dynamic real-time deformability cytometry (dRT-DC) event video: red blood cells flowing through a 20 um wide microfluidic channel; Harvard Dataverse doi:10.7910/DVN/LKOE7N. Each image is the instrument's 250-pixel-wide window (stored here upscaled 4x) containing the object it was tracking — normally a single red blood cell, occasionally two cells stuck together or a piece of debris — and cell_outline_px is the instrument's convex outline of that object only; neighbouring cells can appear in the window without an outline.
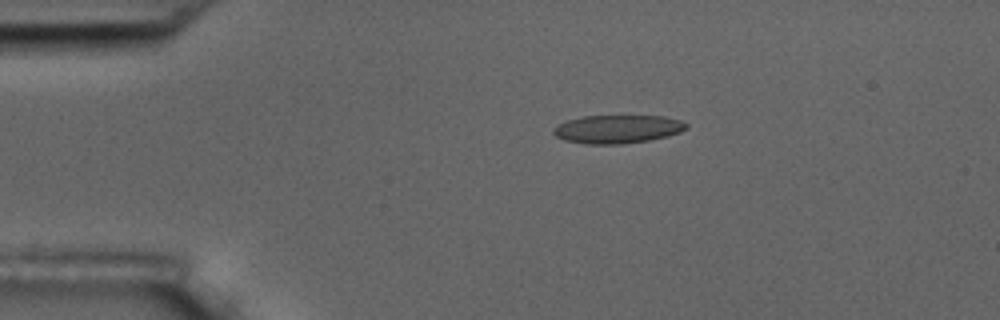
{"species": "common noctule bat (a hibernating species)", "species_latin": "Nyctalus noctula", "temperature_condition": "room temperature", "stored_images_in_passage": 9, "camera_frame_rate_fps": 3000, "um_per_image_px": 0.085, "animal": {"sex": "male", "body_mass_g": 17.5, "forearm_length_mm": 52.3}, "frame": {"image": 1, "passage_image": 3, "time_ms": 2.0, "image_size_px": [1000, 320], "cell_outline_px": [[688, 128], [680, 132], [668, 136], [648, 140], [624, 144], [584, 144], [564, 140], [556, 136], [552, 132], [552, 128], [556, 124], [568, 120], [584, 116], [664, 116], [680, 120], [688, 124]], "centroid_in_image_um": [52.47, 10.98], "position_along_channel_um": 32.5, "area_um2": 22.08}}
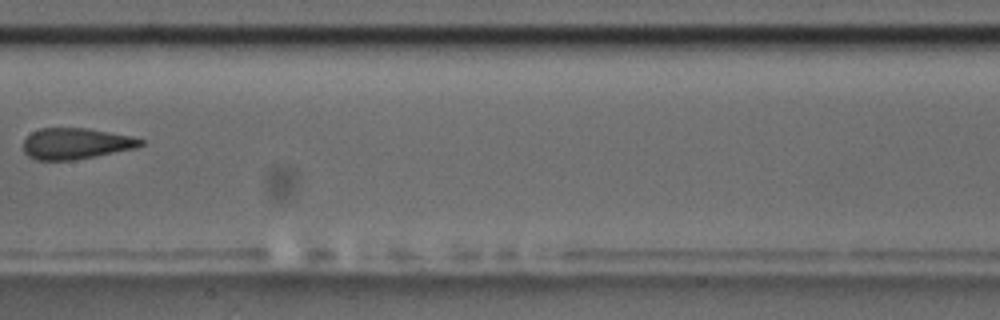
{"frame": {"image": 2, "passage_image": 8, "time_ms": 8.0, "image_size_px": [1000, 320], "cell_outline_px": [[144, 144], [136, 148], [96, 156], [72, 160], [36, 160], [28, 156], [24, 152], [24, 140], [32, 132], [40, 128], [88, 128], [132, 136], [144, 140]], "centroid_in_image_um": [6.46, 12.2], "position_along_channel_um": 200.9, "area_um2": 21.27}}
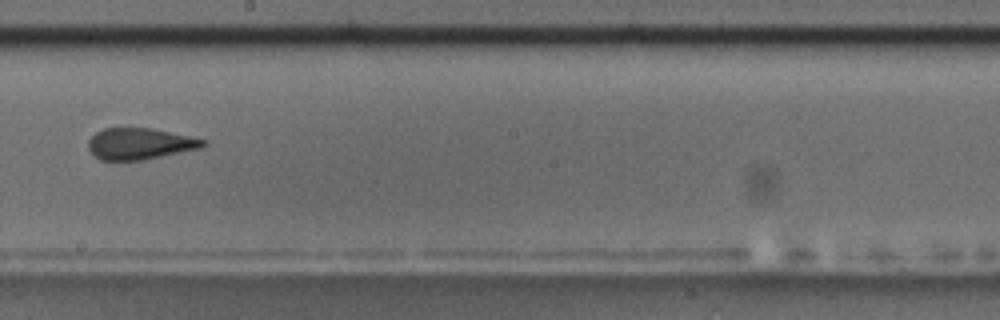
{"frame": {"image": 3, "passage_image": 9, "time_ms": 9.0, "image_size_px": [1000, 320], "cell_outline_px": [[208, 144], [200, 148], [144, 160], [100, 160], [88, 148], [88, 140], [96, 132], [104, 128], [152, 128], [208, 140]], "centroid_in_image_um": [11.91, 12.21], "position_along_channel_um": 236.3, "area_um2": 20.98}}